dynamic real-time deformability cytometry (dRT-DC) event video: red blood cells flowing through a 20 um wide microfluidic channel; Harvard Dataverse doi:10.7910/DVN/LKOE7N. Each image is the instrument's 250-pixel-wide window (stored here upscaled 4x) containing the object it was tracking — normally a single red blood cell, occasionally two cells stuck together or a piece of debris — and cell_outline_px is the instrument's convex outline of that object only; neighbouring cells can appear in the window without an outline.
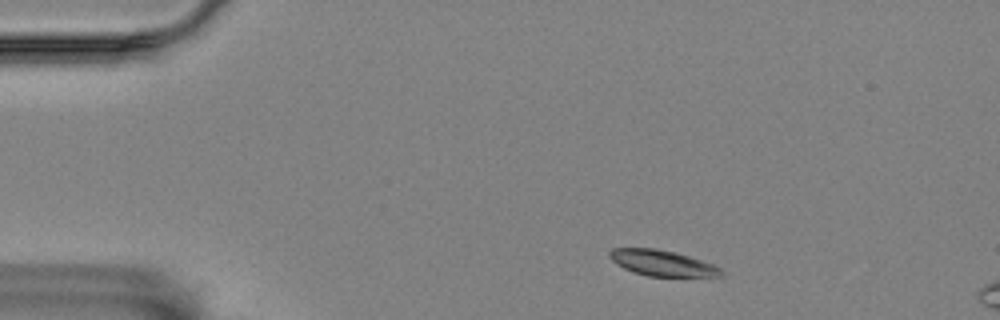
{"species": "Egyptian fruit bat (a non-hibernating species)", "species_latin": "Rousettus aegyptiacus", "temperature_condition": "room temperature", "stored_images_in_passage": 6, "camera_frame_rate_fps": 3000, "um_per_image_px": 0.085, "animal": {"sex": "female"}, "frame": {"image": 1, "passage_image": 4, "time_ms": 1.0, "image_size_px": [1000, 320], "cell_outline_px": [[724, 276], [648, 276], [632, 272], [616, 264], [608, 256], [608, 252], [612, 248], [656, 248], [676, 252], [712, 264], [720, 268], [724, 272]], "centroid_in_image_um": [56.25, 22.35], "position_along_channel_um": 28.7, "area_um2": 16.76}}